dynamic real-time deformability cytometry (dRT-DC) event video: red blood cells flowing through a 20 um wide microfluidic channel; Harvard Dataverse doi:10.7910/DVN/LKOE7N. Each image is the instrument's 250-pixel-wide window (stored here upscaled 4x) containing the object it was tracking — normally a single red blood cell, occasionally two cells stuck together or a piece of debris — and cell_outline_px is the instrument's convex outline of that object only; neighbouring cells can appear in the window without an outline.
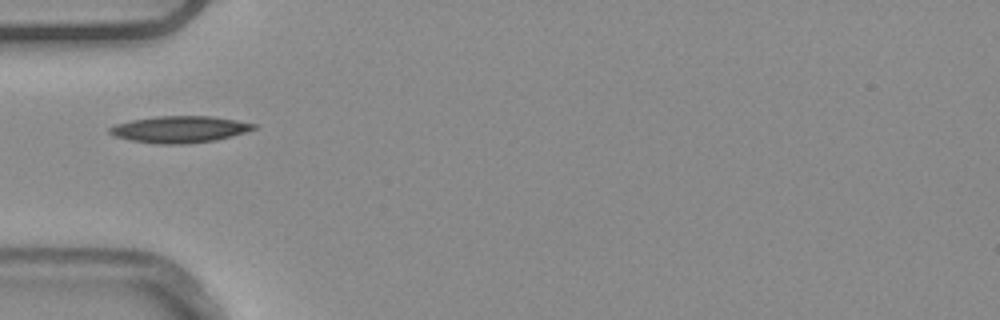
{"species": "common noctule bat (a hibernating species)", "species_latin": "Nyctalus noctula", "temperature_condition": "warm", "stored_images_in_passage": 19, "camera_frame_rate_fps": 3000, "um_per_image_px": 0.085, "animal": {"sex": "male", "body_mass_g": 20.4}, "frame": {"image": 1, "passage_image": 1, "time_ms": 0.0, "image_size_px": [1000, 320], "cell_outline_px": [[256, 128], [232, 136], [216, 140], [184, 144], [156, 144], [132, 140], [116, 136], [108, 132], [108, 128], [116, 124], [132, 120], [156, 116], [212, 116], [236, 120], [256, 124]], "centroid_in_image_um": [15.27, 10.99], "position_along_channel_um": 69.7, "area_um2": 22.25}}
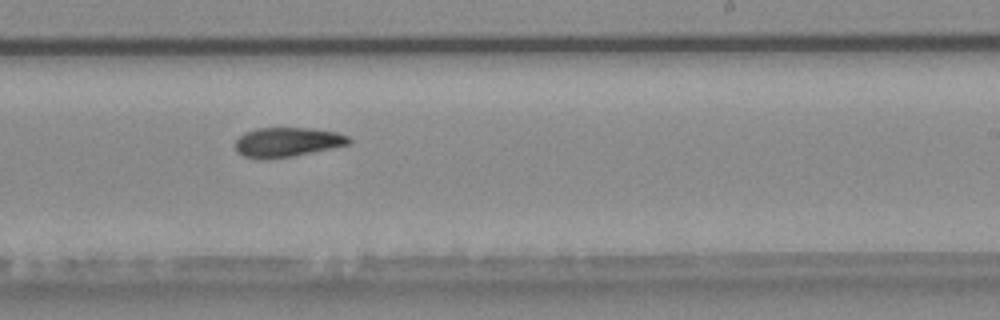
{"frame": {"image": 2, "passage_image": 16, "time_ms": 5.0, "image_size_px": [1000, 320], "cell_outline_px": [[352, 144], [292, 156], [264, 160], [260, 160], [244, 156], [236, 152], [236, 140], [244, 132], [256, 128], [312, 128], [336, 132], [348, 136], [352, 140]], "centroid_in_image_um": [24.41, 12.08], "position_along_channel_um": 264.6, "area_um2": 19.71}}